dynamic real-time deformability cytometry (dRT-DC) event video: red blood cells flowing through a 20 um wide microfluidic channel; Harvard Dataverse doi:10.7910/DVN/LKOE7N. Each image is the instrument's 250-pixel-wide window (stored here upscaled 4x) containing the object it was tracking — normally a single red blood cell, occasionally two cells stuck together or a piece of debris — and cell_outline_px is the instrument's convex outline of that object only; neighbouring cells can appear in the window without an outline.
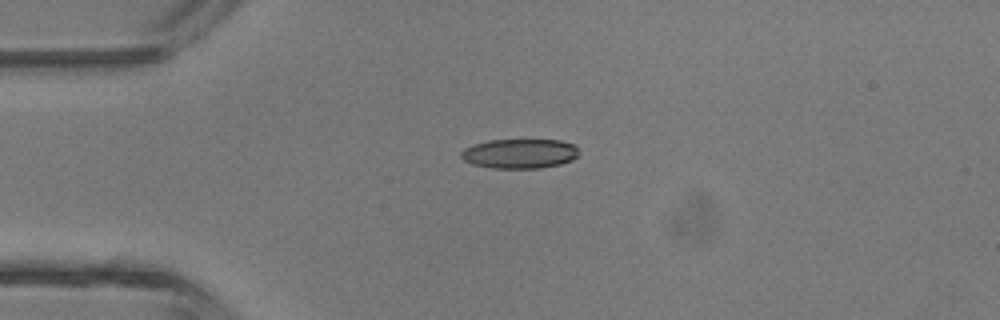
{"species": "common noctule bat (a hibernating species)", "species_latin": "Nyctalus noctula", "temperature_condition": "room temperature", "stored_images_in_passage": 3, "camera_frame_rate_fps": 3000, "um_per_image_px": 0.085, "animal": {"sex": "male", "body_mass_g": 13.3}, "frame": {"image": 1, "passage_image": 1, "time_ms": 0.0, "image_size_px": [1000, 320], "cell_outline_px": [[576, 156], [572, 160], [560, 164], [540, 168], [492, 168], [472, 164], [464, 160], [460, 156], [460, 152], [464, 148], [472, 144], [488, 140], [560, 140], [576, 144]], "centroid_in_image_um": [44.13, 13.05], "position_along_channel_um": 40.9, "area_um2": 20.35}}
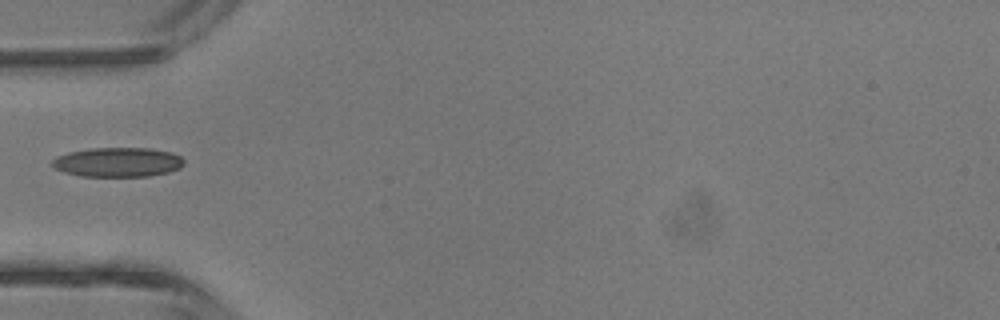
{"frame": {"image": 2, "passage_image": 2, "time_ms": 1.333, "image_size_px": [1000, 320], "cell_outline_px": [[184, 164], [180, 168], [168, 172], [148, 176], [80, 176], [64, 172], [52, 168], [52, 160], [56, 156], [68, 152], [92, 148], [148, 148], [172, 152], [180, 156], [184, 160]], "centroid_in_image_um": [9.99, 13.78], "position_along_channel_um": 75.0, "area_um2": 22.72}}